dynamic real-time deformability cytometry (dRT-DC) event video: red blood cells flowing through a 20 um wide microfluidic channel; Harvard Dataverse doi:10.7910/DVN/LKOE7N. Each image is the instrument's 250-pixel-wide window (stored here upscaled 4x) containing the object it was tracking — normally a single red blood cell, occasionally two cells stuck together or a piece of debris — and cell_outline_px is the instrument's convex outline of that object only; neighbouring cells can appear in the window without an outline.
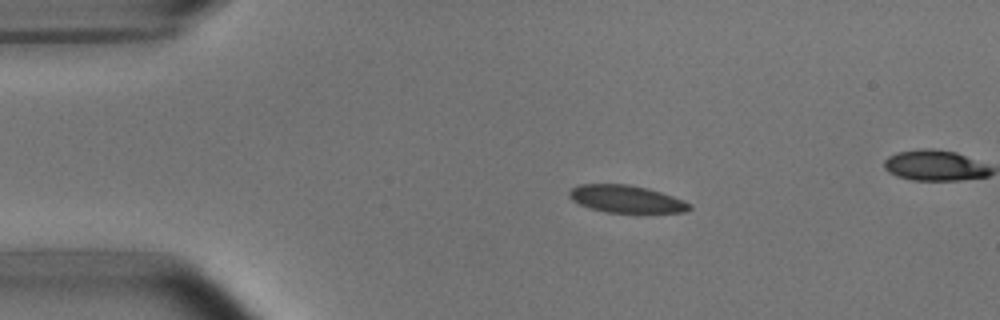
{"species": "common noctule bat (a hibernating species)", "species_latin": "Nyctalus noctula", "temperature_condition": "room temperature", "stored_images_in_passage": 5, "camera_frame_rate_fps": 3000, "um_per_image_px": 0.085, "animal": {"sex": "male", "body_mass_g": 15.6}, "frame": {"image": 1, "passage_image": 2, "time_ms": 0.333, "image_size_px": [1000, 320], "cell_outline_px": [[692, 208], [684, 212], [604, 212], [588, 208], [572, 200], [568, 196], [568, 192], [572, 188], [580, 184], [628, 184], [648, 188], [684, 200], [692, 204]], "centroid_in_image_um": [53.21, 16.91], "position_along_channel_um": 31.8, "area_um2": 19.19}}